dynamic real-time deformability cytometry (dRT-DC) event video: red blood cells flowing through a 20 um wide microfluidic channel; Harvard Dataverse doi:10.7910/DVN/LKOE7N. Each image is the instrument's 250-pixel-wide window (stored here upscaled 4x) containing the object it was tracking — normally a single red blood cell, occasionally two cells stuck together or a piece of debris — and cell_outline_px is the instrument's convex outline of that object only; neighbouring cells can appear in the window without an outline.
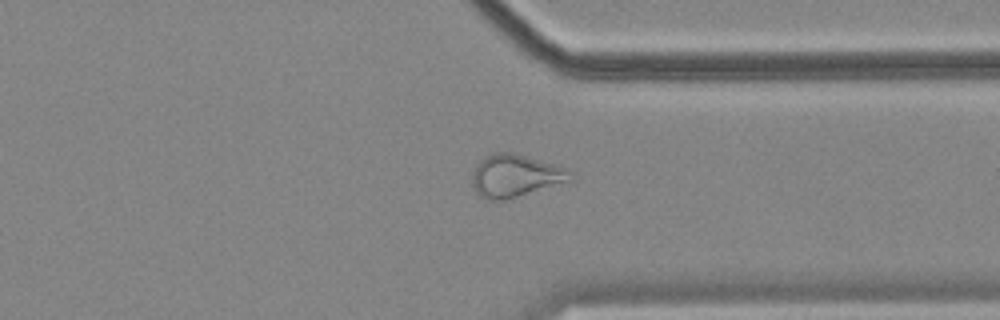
{"species": "common noctule bat (a hibernating species)", "species_latin": "Nyctalus noctula", "temperature_condition": "cold", "stored_images_in_passage": 39, "camera_frame_rate_fps": 3000, "um_per_image_px": 0.085, "animal": {"sex": "female", "body_mass_g": 18.4}, "frame": {"image": 1, "passage_image": 26, "time_ms": 8.333, "image_size_px": [1000, 320], "cell_outline_px": [[576, 180], [572, 184], [504, 200], [488, 200], [480, 196], [476, 192], [472, 184], [472, 176], [476, 164], [484, 156], [500, 152], [512, 152], [556, 164], [568, 168], [576, 176]], "centroid_in_image_um": [43.95, 14.97], "position_along_channel_um": 367.4, "area_um2": 25.49}}
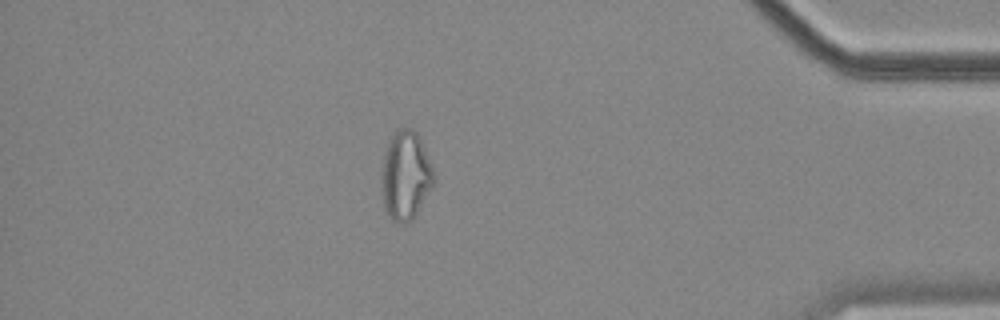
{"frame": {"image": 2, "passage_image": 32, "time_ms": 10.333, "image_size_px": [1000, 320], "cell_outline_px": [[432, 184], [412, 220], [404, 224], [392, 220], [388, 216], [384, 208], [380, 188], [384, 152], [388, 140], [396, 128], [412, 128], [416, 132], [420, 140], [432, 168]], "centroid_in_image_um": [34.4, 14.91], "position_along_channel_um": 400.8, "area_um2": 26.7}, "authors_computed_cell_mechanics": {"area_um2": 23.7558, "velocity_mm_per_s": 3.6005, "shape_relaxation_time_tau1_ms": null, "shape_relaxation_time_tau2_ms": 1.6315, "deformation_change_tau1": null, "deformation_change_tau2": 0.0874}}